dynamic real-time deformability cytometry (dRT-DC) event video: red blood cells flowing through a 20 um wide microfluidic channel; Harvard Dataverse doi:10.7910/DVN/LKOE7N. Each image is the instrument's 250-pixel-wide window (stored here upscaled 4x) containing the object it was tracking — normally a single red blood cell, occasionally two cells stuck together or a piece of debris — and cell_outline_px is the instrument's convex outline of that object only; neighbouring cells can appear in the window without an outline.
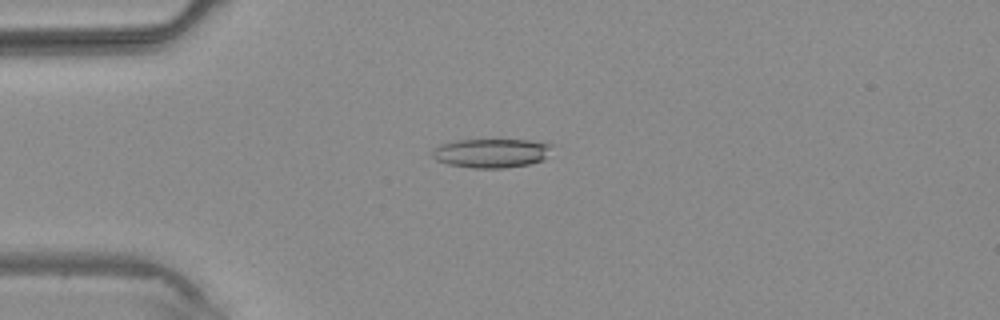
{"species": "common noctule bat (a hibernating species)", "species_latin": "Nyctalus noctula", "temperature_condition": "warm", "stored_images_in_passage": 3, "camera_frame_rate_fps": 3000, "um_per_image_px": 0.085, "animal": {"sex": "male", "body_mass_g": 20.4}, "frame": {"image": 1, "passage_image": 3, "time_ms": 2.333, "image_size_px": [1000, 320], "cell_outline_px": [[552, 144], [544, 160], [528, 164], [504, 168], [472, 168], [448, 164], [436, 160], [432, 156], [432, 148], [440, 144], [456, 140], [544, 140]], "centroid_in_image_um": [41.76, 13.0], "position_along_channel_um": 43.2, "area_um2": 20.46}}